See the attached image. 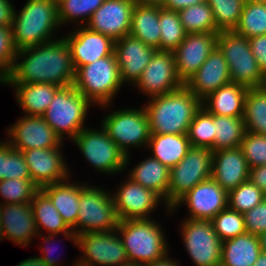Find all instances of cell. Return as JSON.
<instances>
[{
  "label": "cell",
  "instance_id": "cell-1",
  "mask_svg": "<svg viewBox=\"0 0 266 266\" xmlns=\"http://www.w3.org/2000/svg\"><path fill=\"white\" fill-rule=\"evenodd\" d=\"M22 57L23 60L19 61ZM74 77L71 51L62 37L18 50L12 71L5 78V83H49L62 88L73 85Z\"/></svg>",
  "mask_w": 266,
  "mask_h": 266
},
{
  "label": "cell",
  "instance_id": "cell-2",
  "mask_svg": "<svg viewBox=\"0 0 266 266\" xmlns=\"http://www.w3.org/2000/svg\"><path fill=\"white\" fill-rule=\"evenodd\" d=\"M202 101L185 86L171 93L149 98L144 107L151 134H187Z\"/></svg>",
  "mask_w": 266,
  "mask_h": 266
},
{
  "label": "cell",
  "instance_id": "cell-3",
  "mask_svg": "<svg viewBox=\"0 0 266 266\" xmlns=\"http://www.w3.org/2000/svg\"><path fill=\"white\" fill-rule=\"evenodd\" d=\"M59 26L57 0H28L19 13L14 12L13 44L18 51L53 41Z\"/></svg>",
  "mask_w": 266,
  "mask_h": 266
},
{
  "label": "cell",
  "instance_id": "cell-4",
  "mask_svg": "<svg viewBox=\"0 0 266 266\" xmlns=\"http://www.w3.org/2000/svg\"><path fill=\"white\" fill-rule=\"evenodd\" d=\"M116 230L119 232L129 263L144 266L168 253L164 231L151 217L121 220Z\"/></svg>",
  "mask_w": 266,
  "mask_h": 266
},
{
  "label": "cell",
  "instance_id": "cell-5",
  "mask_svg": "<svg viewBox=\"0 0 266 266\" xmlns=\"http://www.w3.org/2000/svg\"><path fill=\"white\" fill-rule=\"evenodd\" d=\"M73 86L92 105L110 106L114 95L123 86L115 53L78 68Z\"/></svg>",
  "mask_w": 266,
  "mask_h": 266
},
{
  "label": "cell",
  "instance_id": "cell-6",
  "mask_svg": "<svg viewBox=\"0 0 266 266\" xmlns=\"http://www.w3.org/2000/svg\"><path fill=\"white\" fill-rule=\"evenodd\" d=\"M92 104L73 85L60 88L42 117L63 141L71 140L85 128L84 121Z\"/></svg>",
  "mask_w": 266,
  "mask_h": 266
},
{
  "label": "cell",
  "instance_id": "cell-7",
  "mask_svg": "<svg viewBox=\"0 0 266 266\" xmlns=\"http://www.w3.org/2000/svg\"><path fill=\"white\" fill-rule=\"evenodd\" d=\"M82 184V185H81ZM79 214L72 231L78 236L83 233L113 231L118 227L111 192L80 183Z\"/></svg>",
  "mask_w": 266,
  "mask_h": 266
},
{
  "label": "cell",
  "instance_id": "cell-8",
  "mask_svg": "<svg viewBox=\"0 0 266 266\" xmlns=\"http://www.w3.org/2000/svg\"><path fill=\"white\" fill-rule=\"evenodd\" d=\"M101 126L126 155L125 167L130 160L129 148L147 147L151 136L149 118L145 108H125L110 112L101 121Z\"/></svg>",
  "mask_w": 266,
  "mask_h": 266
},
{
  "label": "cell",
  "instance_id": "cell-9",
  "mask_svg": "<svg viewBox=\"0 0 266 266\" xmlns=\"http://www.w3.org/2000/svg\"><path fill=\"white\" fill-rule=\"evenodd\" d=\"M217 47L223 53L230 71L232 83L248 89L258 88L262 71L251 51L249 40L238 33L220 31L217 35Z\"/></svg>",
  "mask_w": 266,
  "mask_h": 266
},
{
  "label": "cell",
  "instance_id": "cell-10",
  "mask_svg": "<svg viewBox=\"0 0 266 266\" xmlns=\"http://www.w3.org/2000/svg\"><path fill=\"white\" fill-rule=\"evenodd\" d=\"M213 151L206 147H191L186 156L170 169L168 207L175 203L197 184L211 178Z\"/></svg>",
  "mask_w": 266,
  "mask_h": 266
},
{
  "label": "cell",
  "instance_id": "cell-11",
  "mask_svg": "<svg viewBox=\"0 0 266 266\" xmlns=\"http://www.w3.org/2000/svg\"><path fill=\"white\" fill-rule=\"evenodd\" d=\"M94 130L84 128L72 142L81 150V154L97 172L109 174L119 173L125 170L126 155L110 139L105 129Z\"/></svg>",
  "mask_w": 266,
  "mask_h": 266
},
{
  "label": "cell",
  "instance_id": "cell-12",
  "mask_svg": "<svg viewBox=\"0 0 266 266\" xmlns=\"http://www.w3.org/2000/svg\"><path fill=\"white\" fill-rule=\"evenodd\" d=\"M182 222L180 230L183 243L195 266L219 265L222 241L211 220L186 219Z\"/></svg>",
  "mask_w": 266,
  "mask_h": 266
},
{
  "label": "cell",
  "instance_id": "cell-13",
  "mask_svg": "<svg viewBox=\"0 0 266 266\" xmlns=\"http://www.w3.org/2000/svg\"><path fill=\"white\" fill-rule=\"evenodd\" d=\"M77 247L82 251L79 260L91 266H122L129 263L117 230L83 233Z\"/></svg>",
  "mask_w": 266,
  "mask_h": 266
},
{
  "label": "cell",
  "instance_id": "cell-14",
  "mask_svg": "<svg viewBox=\"0 0 266 266\" xmlns=\"http://www.w3.org/2000/svg\"><path fill=\"white\" fill-rule=\"evenodd\" d=\"M137 88L149 98L171 93L184 86L178 77L173 52L157 50L143 70Z\"/></svg>",
  "mask_w": 266,
  "mask_h": 266
},
{
  "label": "cell",
  "instance_id": "cell-15",
  "mask_svg": "<svg viewBox=\"0 0 266 266\" xmlns=\"http://www.w3.org/2000/svg\"><path fill=\"white\" fill-rule=\"evenodd\" d=\"M228 193L213 179L197 184L181 197L170 211L186 204L189 212L187 219L212 220L219 212L228 207Z\"/></svg>",
  "mask_w": 266,
  "mask_h": 266
},
{
  "label": "cell",
  "instance_id": "cell-16",
  "mask_svg": "<svg viewBox=\"0 0 266 266\" xmlns=\"http://www.w3.org/2000/svg\"><path fill=\"white\" fill-rule=\"evenodd\" d=\"M112 198L119 221L149 219L151 212L164 200L155 191L143 187L129 177L112 194Z\"/></svg>",
  "mask_w": 266,
  "mask_h": 266
},
{
  "label": "cell",
  "instance_id": "cell-17",
  "mask_svg": "<svg viewBox=\"0 0 266 266\" xmlns=\"http://www.w3.org/2000/svg\"><path fill=\"white\" fill-rule=\"evenodd\" d=\"M8 132L7 142L17 151L55 148L63 144L42 116L24 115L10 126Z\"/></svg>",
  "mask_w": 266,
  "mask_h": 266
},
{
  "label": "cell",
  "instance_id": "cell-18",
  "mask_svg": "<svg viewBox=\"0 0 266 266\" xmlns=\"http://www.w3.org/2000/svg\"><path fill=\"white\" fill-rule=\"evenodd\" d=\"M136 1L104 0L85 26L117 41L130 33L132 12Z\"/></svg>",
  "mask_w": 266,
  "mask_h": 266
},
{
  "label": "cell",
  "instance_id": "cell-19",
  "mask_svg": "<svg viewBox=\"0 0 266 266\" xmlns=\"http://www.w3.org/2000/svg\"><path fill=\"white\" fill-rule=\"evenodd\" d=\"M217 32L188 33L173 51L178 77L184 83L217 46Z\"/></svg>",
  "mask_w": 266,
  "mask_h": 266
},
{
  "label": "cell",
  "instance_id": "cell-20",
  "mask_svg": "<svg viewBox=\"0 0 266 266\" xmlns=\"http://www.w3.org/2000/svg\"><path fill=\"white\" fill-rule=\"evenodd\" d=\"M64 39L71 51L75 71L114 53L115 41L104 34L90 30L85 25L78 26L76 31L64 36Z\"/></svg>",
  "mask_w": 266,
  "mask_h": 266
},
{
  "label": "cell",
  "instance_id": "cell-21",
  "mask_svg": "<svg viewBox=\"0 0 266 266\" xmlns=\"http://www.w3.org/2000/svg\"><path fill=\"white\" fill-rule=\"evenodd\" d=\"M61 150L60 145L55 148L22 151L28 165L31 180L39 188L70 178V172L65 164V158L62 157Z\"/></svg>",
  "mask_w": 266,
  "mask_h": 266
},
{
  "label": "cell",
  "instance_id": "cell-22",
  "mask_svg": "<svg viewBox=\"0 0 266 266\" xmlns=\"http://www.w3.org/2000/svg\"><path fill=\"white\" fill-rule=\"evenodd\" d=\"M157 49L128 34L114 43L122 84L136 85Z\"/></svg>",
  "mask_w": 266,
  "mask_h": 266
},
{
  "label": "cell",
  "instance_id": "cell-23",
  "mask_svg": "<svg viewBox=\"0 0 266 266\" xmlns=\"http://www.w3.org/2000/svg\"><path fill=\"white\" fill-rule=\"evenodd\" d=\"M231 83L228 63L216 46L184 86L201 101L221 86Z\"/></svg>",
  "mask_w": 266,
  "mask_h": 266
},
{
  "label": "cell",
  "instance_id": "cell-24",
  "mask_svg": "<svg viewBox=\"0 0 266 266\" xmlns=\"http://www.w3.org/2000/svg\"><path fill=\"white\" fill-rule=\"evenodd\" d=\"M249 166L240 147L213 151L211 178L227 193L248 181Z\"/></svg>",
  "mask_w": 266,
  "mask_h": 266
},
{
  "label": "cell",
  "instance_id": "cell-25",
  "mask_svg": "<svg viewBox=\"0 0 266 266\" xmlns=\"http://www.w3.org/2000/svg\"><path fill=\"white\" fill-rule=\"evenodd\" d=\"M0 216L3 238L6 237L17 245L27 247L33 236L43 237L38 232L30 203L1 205Z\"/></svg>",
  "mask_w": 266,
  "mask_h": 266
},
{
  "label": "cell",
  "instance_id": "cell-26",
  "mask_svg": "<svg viewBox=\"0 0 266 266\" xmlns=\"http://www.w3.org/2000/svg\"><path fill=\"white\" fill-rule=\"evenodd\" d=\"M129 34L160 50L159 2L136 1Z\"/></svg>",
  "mask_w": 266,
  "mask_h": 266
},
{
  "label": "cell",
  "instance_id": "cell-27",
  "mask_svg": "<svg viewBox=\"0 0 266 266\" xmlns=\"http://www.w3.org/2000/svg\"><path fill=\"white\" fill-rule=\"evenodd\" d=\"M247 92V87L231 82L211 92L202 106L212 115L243 117Z\"/></svg>",
  "mask_w": 266,
  "mask_h": 266
},
{
  "label": "cell",
  "instance_id": "cell-28",
  "mask_svg": "<svg viewBox=\"0 0 266 266\" xmlns=\"http://www.w3.org/2000/svg\"><path fill=\"white\" fill-rule=\"evenodd\" d=\"M30 204L38 232L45 229L48 234L62 233L77 247L78 235L66 225L50 198L41 189L35 193Z\"/></svg>",
  "mask_w": 266,
  "mask_h": 266
},
{
  "label": "cell",
  "instance_id": "cell-29",
  "mask_svg": "<svg viewBox=\"0 0 266 266\" xmlns=\"http://www.w3.org/2000/svg\"><path fill=\"white\" fill-rule=\"evenodd\" d=\"M66 181L48 184L40 189L50 198L63 221L72 230L79 214L80 184Z\"/></svg>",
  "mask_w": 266,
  "mask_h": 266
},
{
  "label": "cell",
  "instance_id": "cell-30",
  "mask_svg": "<svg viewBox=\"0 0 266 266\" xmlns=\"http://www.w3.org/2000/svg\"><path fill=\"white\" fill-rule=\"evenodd\" d=\"M15 88L17 103L30 116H42L49 107L55 93L61 88L49 83H6Z\"/></svg>",
  "mask_w": 266,
  "mask_h": 266
},
{
  "label": "cell",
  "instance_id": "cell-31",
  "mask_svg": "<svg viewBox=\"0 0 266 266\" xmlns=\"http://www.w3.org/2000/svg\"><path fill=\"white\" fill-rule=\"evenodd\" d=\"M261 252L259 236L246 232L222 242L220 264L223 266H253Z\"/></svg>",
  "mask_w": 266,
  "mask_h": 266
},
{
  "label": "cell",
  "instance_id": "cell-32",
  "mask_svg": "<svg viewBox=\"0 0 266 266\" xmlns=\"http://www.w3.org/2000/svg\"><path fill=\"white\" fill-rule=\"evenodd\" d=\"M152 157L169 169L175 167L190 150L187 134H151L147 148Z\"/></svg>",
  "mask_w": 266,
  "mask_h": 266
},
{
  "label": "cell",
  "instance_id": "cell-33",
  "mask_svg": "<svg viewBox=\"0 0 266 266\" xmlns=\"http://www.w3.org/2000/svg\"><path fill=\"white\" fill-rule=\"evenodd\" d=\"M170 169L153 157L141 161L129 172V178L145 188L151 189L159 194L168 207V187Z\"/></svg>",
  "mask_w": 266,
  "mask_h": 266
},
{
  "label": "cell",
  "instance_id": "cell-34",
  "mask_svg": "<svg viewBox=\"0 0 266 266\" xmlns=\"http://www.w3.org/2000/svg\"><path fill=\"white\" fill-rule=\"evenodd\" d=\"M214 130L212 151L240 147L246 132L244 118L214 115Z\"/></svg>",
  "mask_w": 266,
  "mask_h": 266
},
{
  "label": "cell",
  "instance_id": "cell-35",
  "mask_svg": "<svg viewBox=\"0 0 266 266\" xmlns=\"http://www.w3.org/2000/svg\"><path fill=\"white\" fill-rule=\"evenodd\" d=\"M243 118L246 131L266 135V92L259 87L248 89Z\"/></svg>",
  "mask_w": 266,
  "mask_h": 266
},
{
  "label": "cell",
  "instance_id": "cell-36",
  "mask_svg": "<svg viewBox=\"0 0 266 266\" xmlns=\"http://www.w3.org/2000/svg\"><path fill=\"white\" fill-rule=\"evenodd\" d=\"M178 14L187 34L220 32L216 27L212 9L207 2L186 7Z\"/></svg>",
  "mask_w": 266,
  "mask_h": 266
},
{
  "label": "cell",
  "instance_id": "cell-37",
  "mask_svg": "<svg viewBox=\"0 0 266 266\" xmlns=\"http://www.w3.org/2000/svg\"><path fill=\"white\" fill-rule=\"evenodd\" d=\"M160 51L173 52L184 40L186 32L178 11L163 8L159 3Z\"/></svg>",
  "mask_w": 266,
  "mask_h": 266
},
{
  "label": "cell",
  "instance_id": "cell-38",
  "mask_svg": "<svg viewBox=\"0 0 266 266\" xmlns=\"http://www.w3.org/2000/svg\"><path fill=\"white\" fill-rule=\"evenodd\" d=\"M233 31L247 39L266 34V3H245Z\"/></svg>",
  "mask_w": 266,
  "mask_h": 266
},
{
  "label": "cell",
  "instance_id": "cell-39",
  "mask_svg": "<svg viewBox=\"0 0 266 266\" xmlns=\"http://www.w3.org/2000/svg\"><path fill=\"white\" fill-rule=\"evenodd\" d=\"M188 139L193 147L214 148L215 130L214 115L203 106L195 113V116L187 132Z\"/></svg>",
  "mask_w": 266,
  "mask_h": 266
},
{
  "label": "cell",
  "instance_id": "cell-40",
  "mask_svg": "<svg viewBox=\"0 0 266 266\" xmlns=\"http://www.w3.org/2000/svg\"><path fill=\"white\" fill-rule=\"evenodd\" d=\"M104 0H57L58 19L60 25L67 22L81 21L78 25H84L91 15L102 5ZM80 22L82 24H80Z\"/></svg>",
  "mask_w": 266,
  "mask_h": 266
},
{
  "label": "cell",
  "instance_id": "cell-41",
  "mask_svg": "<svg viewBox=\"0 0 266 266\" xmlns=\"http://www.w3.org/2000/svg\"><path fill=\"white\" fill-rule=\"evenodd\" d=\"M219 31H231L237 26L244 7V0H207Z\"/></svg>",
  "mask_w": 266,
  "mask_h": 266
},
{
  "label": "cell",
  "instance_id": "cell-42",
  "mask_svg": "<svg viewBox=\"0 0 266 266\" xmlns=\"http://www.w3.org/2000/svg\"><path fill=\"white\" fill-rule=\"evenodd\" d=\"M40 188L31 179H4L0 181V196L3 204L31 203Z\"/></svg>",
  "mask_w": 266,
  "mask_h": 266
},
{
  "label": "cell",
  "instance_id": "cell-43",
  "mask_svg": "<svg viewBox=\"0 0 266 266\" xmlns=\"http://www.w3.org/2000/svg\"><path fill=\"white\" fill-rule=\"evenodd\" d=\"M266 198V194L249 180L228 192V208L246 213Z\"/></svg>",
  "mask_w": 266,
  "mask_h": 266
},
{
  "label": "cell",
  "instance_id": "cell-44",
  "mask_svg": "<svg viewBox=\"0 0 266 266\" xmlns=\"http://www.w3.org/2000/svg\"><path fill=\"white\" fill-rule=\"evenodd\" d=\"M211 222L222 242L247 232L244 215L228 207L219 212Z\"/></svg>",
  "mask_w": 266,
  "mask_h": 266
},
{
  "label": "cell",
  "instance_id": "cell-45",
  "mask_svg": "<svg viewBox=\"0 0 266 266\" xmlns=\"http://www.w3.org/2000/svg\"><path fill=\"white\" fill-rule=\"evenodd\" d=\"M240 148L249 168L266 165V135L246 131Z\"/></svg>",
  "mask_w": 266,
  "mask_h": 266
},
{
  "label": "cell",
  "instance_id": "cell-46",
  "mask_svg": "<svg viewBox=\"0 0 266 266\" xmlns=\"http://www.w3.org/2000/svg\"><path fill=\"white\" fill-rule=\"evenodd\" d=\"M16 53L11 28L0 26V74L4 78L12 71Z\"/></svg>",
  "mask_w": 266,
  "mask_h": 266
},
{
  "label": "cell",
  "instance_id": "cell-47",
  "mask_svg": "<svg viewBox=\"0 0 266 266\" xmlns=\"http://www.w3.org/2000/svg\"><path fill=\"white\" fill-rule=\"evenodd\" d=\"M31 179L28 165L22 151L13 149L7 142V175L6 179Z\"/></svg>",
  "mask_w": 266,
  "mask_h": 266
},
{
  "label": "cell",
  "instance_id": "cell-48",
  "mask_svg": "<svg viewBox=\"0 0 266 266\" xmlns=\"http://www.w3.org/2000/svg\"><path fill=\"white\" fill-rule=\"evenodd\" d=\"M243 215L247 233L260 236L266 232V198Z\"/></svg>",
  "mask_w": 266,
  "mask_h": 266
},
{
  "label": "cell",
  "instance_id": "cell-49",
  "mask_svg": "<svg viewBox=\"0 0 266 266\" xmlns=\"http://www.w3.org/2000/svg\"><path fill=\"white\" fill-rule=\"evenodd\" d=\"M248 40L253 56L257 61V65L263 72L266 69V34L254 36Z\"/></svg>",
  "mask_w": 266,
  "mask_h": 266
},
{
  "label": "cell",
  "instance_id": "cell-50",
  "mask_svg": "<svg viewBox=\"0 0 266 266\" xmlns=\"http://www.w3.org/2000/svg\"><path fill=\"white\" fill-rule=\"evenodd\" d=\"M248 180L266 194V165L249 168Z\"/></svg>",
  "mask_w": 266,
  "mask_h": 266
},
{
  "label": "cell",
  "instance_id": "cell-51",
  "mask_svg": "<svg viewBox=\"0 0 266 266\" xmlns=\"http://www.w3.org/2000/svg\"><path fill=\"white\" fill-rule=\"evenodd\" d=\"M15 8L9 0H0V26L11 28Z\"/></svg>",
  "mask_w": 266,
  "mask_h": 266
},
{
  "label": "cell",
  "instance_id": "cell-52",
  "mask_svg": "<svg viewBox=\"0 0 266 266\" xmlns=\"http://www.w3.org/2000/svg\"><path fill=\"white\" fill-rule=\"evenodd\" d=\"M206 1L207 0H161L159 3L163 8L179 12L186 7Z\"/></svg>",
  "mask_w": 266,
  "mask_h": 266
},
{
  "label": "cell",
  "instance_id": "cell-53",
  "mask_svg": "<svg viewBox=\"0 0 266 266\" xmlns=\"http://www.w3.org/2000/svg\"><path fill=\"white\" fill-rule=\"evenodd\" d=\"M55 237H56V234H48L47 235V237L44 239V241L46 242V244H50V242L52 241V240H54L55 239ZM52 246H45L43 249H42V256L40 255V257L43 259V261L48 265V266H59V262H58V260L57 259H55V258H53V256H49L50 255V253H51V251L53 250V249H51V251H50V248H51ZM54 248V247H53Z\"/></svg>",
  "mask_w": 266,
  "mask_h": 266
},
{
  "label": "cell",
  "instance_id": "cell-54",
  "mask_svg": "<svg viewBox=\"0 0 266 266\" xmlns=\"http://www.w3.org/2000/svg\"><path fill=\"white\" fill-rule=\"evenodd\" d=\"M7 175V141H0V181Z\"/></svg>",
  "mask_w": 266,
  "mask_h": 266
},
{
  "label": "cell",
  "instance_id": "cell-55",
  "mask_svg": "<svg viewBox=\"0 0 266 266\" xmlns=\"http://www.w3.org/2000/svg\"><path fill=\"white\" fill-rule=\"evenodd\" d=\"M167 253L162 258H159L152 263L146 264L144 266H179L180 264H177V261L172 260L170 257H168Z\"/></svg>",
  "mask_w": 266,
  "mask_h": 266
},
{
  "label": "cell",
  "instance_id": "cell-56",
  "mask_svg": "<svg viewBox=\"0 0 266 266\" xmlns=\"http://www.w3.org/2000/svg\"><path fill=\"white\" fill-rule=\"evenodd\" d=\"M16 266H48L41 257L28 258L20 261Z\"/></svg>",
  "mask_w": 266,
  "mask_h": 266
},
{
  "label": "cell",
  "instance_id": "cell-57",
  "mask_svg": "<svg viewBox=\"0 0 266 266\" xmlns=\"http://www.w3.org/2000/svg\"><path fill=\"white\" fill-rule=\"evenodd\" d=\"M253 266H266V253L261 252Z\"/></svg>",
  "mask_w": 266,
  "mask_h": 266
},
{
  "label": "cell",
  "instance_id": "cell-58",
  "mask_svg": "<svg viewBox=\"0 0 266 266\" xmlns=\"http://www.w3.org/2000/svg\"><path fill=\"white\" fill-rule=\"evenodd\" d=\"M260 247L263 253H266V232L259 236Z\"/></svg>",
  "mask_w": 266,
  "mask_h": 266
},
{
  "label": "cell",
  "instance_id": "cell-59",
  "mask_svg": "<svg viewBox=\"0 0 266 266\" xmlns=\"http://www.w3.org/2000/svg\"><path fill=\"white\" fill-rule=\"evenodd\" d=\"M259 88L266 92V69L262 72V79Z\"/></svg>",
  "mask_w": 266,
  "mask_h": 266
},
{
  "label": "cell",
  "instance_id": "cell-60",
  "mask_svg": "<svg viewBox=\"0 0 266 266\" xmlns=\"http://www.w3.org/2000/svg\"><path fill=\"white\" fill-rule=\"evenodd\" d=\"M73 266H91L88 263H85L81 260H77V262H75V264Z\"/></svg>",
  "mask_w": 266,
  "mask_h": 266
},
{
  "label": "cell",
  "instance_id": "cell-61",
  "mask_svg": "<svg viewBox=\"0 0 266 266\" xmlns=\"http://www.w3.org/2000/svg\"><path fill=\"white\" fill-rule=\"evenodd\" d=\"M245 3H252V2H259V3H266V0H244Z\"/></svg>",
  "mask_w": 266,
  "mask_h": 266
},
{
  "label": "cell",
  "instance_id": "cell-62",
  "mask_svg": "<svg viewBox=\"0 0 266 266\" xmlns=\"http://www.w3.org/2000/svg\"><path fill=\"white\" fill-rule=\"evenodd\" d=\"M0 208H1V202H0ZM4 239L3 238V230H2V226H1V216H0V240Z\"/></svg>",
  "mask_w": 266,
  "mask_h": 266
},
{
  "label": "cell",
  "instance_id": "cell-63",
  "mask_svg": "<svg viewBox=\"0 0 266 266\" xmlns=\"http://www.w3.org/2000/svg\"><path fill=\"white\" fill-rule=\"evenodd\" d=\"M122 266H141V265L133 264V263H128V264H126V265H122Z\"/></svg>",
  "mask_w": 266,
  "mask_h": 266
},
{
  "label": "cell",
  "instance_id": "cell-64",
  "mask_svg": "<svg viewBox=\"0 0 266 266\" xmlns=\"http://www.w3.org/2000/svg\"><path fill=\"white\" fill-rule=\"evenodd\" d=\"M0 82L5 84V78L0 74Z\"/></svg>",
  "mask_w": 266,
  "mask_h": 266
},
{
  "label": "cell",
  "instance_id": "cell-65",
  "mask_svg": "<svg viewBox=\"0 0 266 266\" xmlns=\"http://www.w3.org/2000/svg\"><path fill=\"white\" fill-rule=\"evenodd\" d=\"M142 1H153V2H160L161 0H142Z\"/></svg>",
  "mask_w": 266,
  "mask_h": 266
}]
</instances>
